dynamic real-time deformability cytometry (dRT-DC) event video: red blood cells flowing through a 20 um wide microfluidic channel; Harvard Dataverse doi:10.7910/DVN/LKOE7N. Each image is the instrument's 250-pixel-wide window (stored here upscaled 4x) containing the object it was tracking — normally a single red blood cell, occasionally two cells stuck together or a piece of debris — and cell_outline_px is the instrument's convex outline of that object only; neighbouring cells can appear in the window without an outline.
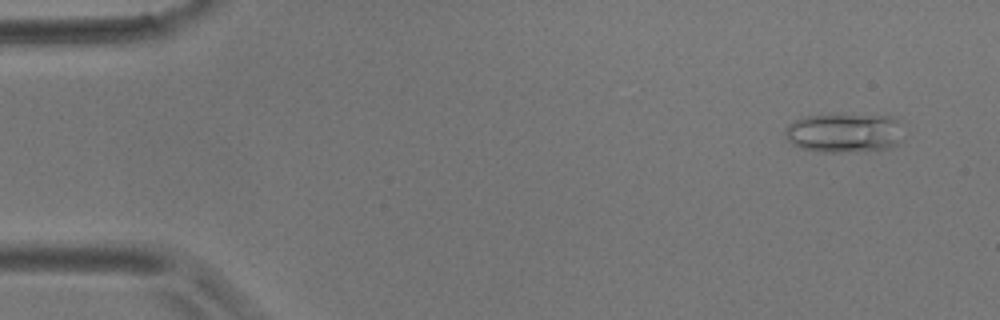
{"species": "common noctule bat (a hibernating species)", "species_latin": "Nyctalus noctula", "temperature_condition": "room temperature", "stored_images_in_passage": 6, "camera_frame_rate_fps": 3000, "um_per_image_px": 0.085, "animal": {"sex": "male", "body_mass_g": 17.9}, "frame": {"image": 1, "passage_image": 2, "time_ms": 1.0, "image_size_px": [1000, 320], "cell_outline_px": [[904, 136], [892, 148], [836, 152], [824, 152], [800, 148], [792, 144], [784, 136], [784, 128], [788, 124], [804, 116], [832, 112], [844, 112], [892, 116], [896, 120]], "centroid_in_image_um": [71.73, 11.23], "position_along_channel_um": 13.3, "area_um2": 28.09}}